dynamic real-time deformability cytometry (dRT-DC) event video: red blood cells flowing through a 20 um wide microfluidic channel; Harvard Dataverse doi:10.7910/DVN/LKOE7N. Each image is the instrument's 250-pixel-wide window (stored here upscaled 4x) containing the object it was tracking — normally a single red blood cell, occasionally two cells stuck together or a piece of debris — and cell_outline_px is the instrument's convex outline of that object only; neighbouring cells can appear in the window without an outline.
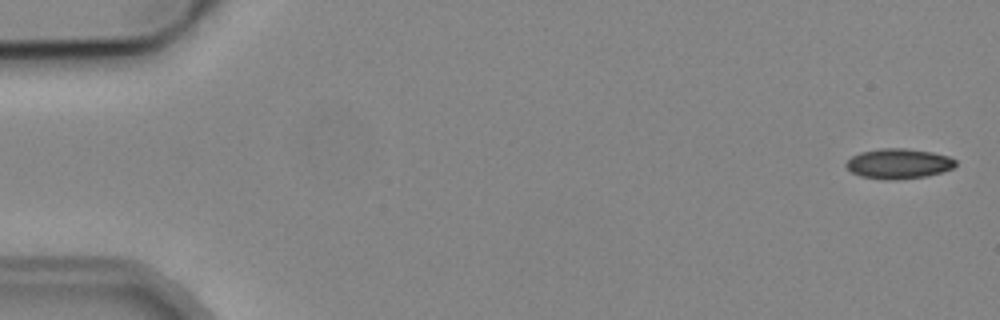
{"species": "common noctule bat (a hibernating species)", "species_latin": "Nyctalus noctula", "temperature_condition": "cold", "stored_images_in_passage": 7, "camera_frame_rate_fps": 3000, "um_per_image_px": 0.085, "animal": {"sex": "male", "body_mass_g": 19.2, "forearm_length_mm": 51.8}, "frame": {"image": 1, "passage_image": 1, "time_ms": 0.0, "image_size_px": [1000, 320], "cell_outline_px": [[956, 164], [952, 168], [928, 176], [896, 180], [860, 176], [852, 172], [844, 164], [852, 156], [860, 152], [880, 148], [904, 148], [932, 152], [948, 156], [956, 160]], "centroid_in_image_um": [76.37, 13.9], "position_along_channel_um": 8.6, "area_um2": 19.07}}
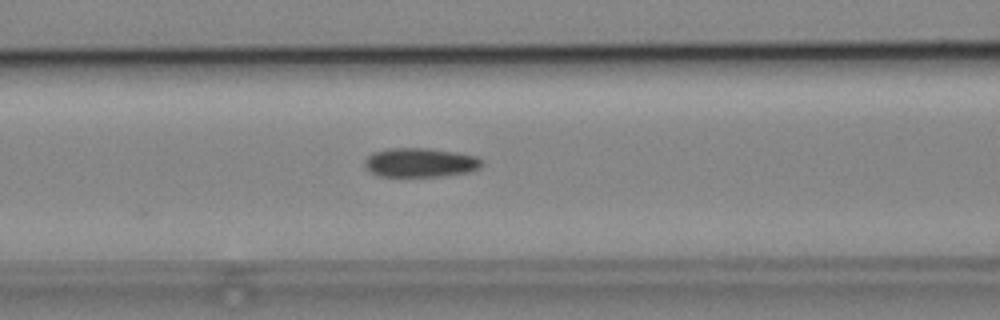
{"frame": {"image": 2, "passage_image": 7, "time_ms": 7.0, "image_size_px": [1000, 320], "cell_outline_px": [[484, 164], [480, 168], [468, 172], [448, 176], [376, 176], [368, 172], [364, 164], [364, 160], [372, 152], [388, 148], [428, 148], [456, 152], [476, 156], [484, 160]], "centroid_in_image_um": [35.72, 13.82], "position_along_channel_um": 130.9, "area_um2": 20.29}}